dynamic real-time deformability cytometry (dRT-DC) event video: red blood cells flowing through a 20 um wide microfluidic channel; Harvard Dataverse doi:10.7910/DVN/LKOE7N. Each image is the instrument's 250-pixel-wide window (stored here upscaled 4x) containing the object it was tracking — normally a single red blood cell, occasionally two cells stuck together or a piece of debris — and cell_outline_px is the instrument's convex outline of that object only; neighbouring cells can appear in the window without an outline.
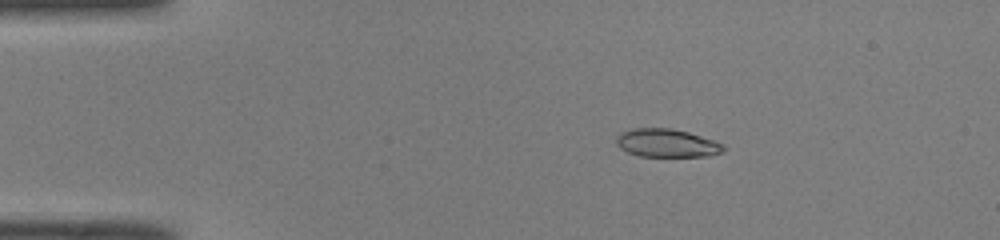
{"species": "common noctule bat (a hibernating species)", "species_latin": "Nyctalus noctula", "temperature_condition": "room temperature", "stored_images_in_passage": 50, "camera_frame_rate_fps": 3000, "um_per_image_px": 0.085, "animal": {"sex": "male", "body_mass_g": 19.0, "forearm_length_mm": 50.8}, "frame": {"image": 1, "passage_image": 9, "time_ms": 2.667, "image_size_px": [1000, 240], "cell_outline_px": [[728, 148], [724, 152], [712, 156], [640, 156], [628, 152], [620, 148], [616, 144], [616, 136], [620, 132], [632, 128], [672, 128], [688, 132], [724, 144]], "centroid_in_image_um": [56.69, 12.16], "position_along_channel_um": 28.3, "area_um2": 17.8}}
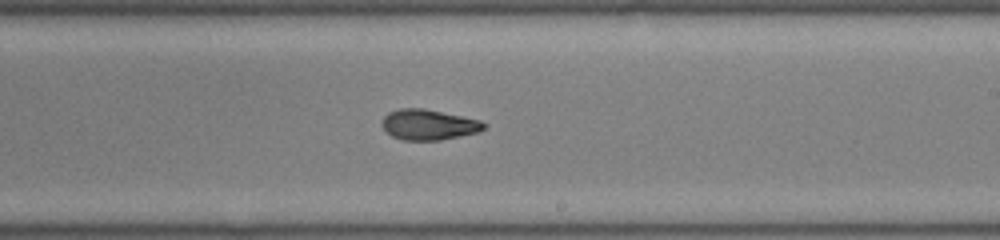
{"frame": {"image": 2, "passage_image": 30, "time_ms": 9.667, "image_size_px": [1000, 240], "cell_outline_px": [[488, 124], [480, 132], [440, 140], [404, 140], [392, 136], [380, 124], [384, 116], [388, 112], [400, 108], [424, 108], [480, 120]], "centroid_in_image_um": [36.44, 10.59], "position_along_channel_um": 252.6, "area_um2": 18.15}}
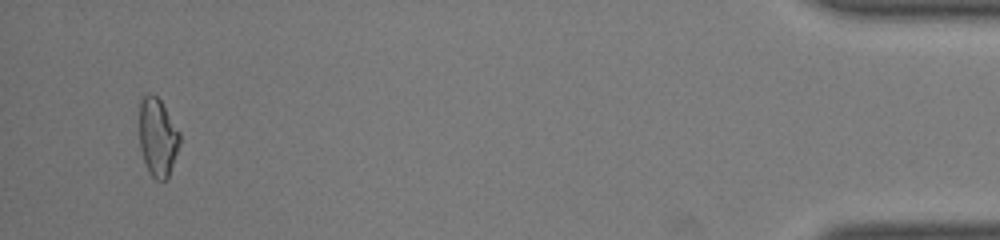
{"frame": {"image": 3, "passage_image": 48, "time_ms": 15.667, "image_size_px": [1000, 240], "cell_outline_px": [[180, 144], [168, 176], [164, 180], [156, 180], [148, 172], [140, 148], [140, 100], [148, 92], [152, 92], [160, 100], [180, 132]], "centroid_in_image_um": [13.4, 11.65], "position_along_channel_um": 421.8, "area_um2": 18.32}, "authors_computed_cell_mechanics": {"area_um2": 18.2937, "velocity_mm_per_s": 4.1045, "shape_relaxation_time_tau1_ms": 8.1248, "shape_relaxation_time_tau2_ms": 3.1773, "deformation_change_tau1": 0.2502, "deformation_change_tau2": 0.1017}}